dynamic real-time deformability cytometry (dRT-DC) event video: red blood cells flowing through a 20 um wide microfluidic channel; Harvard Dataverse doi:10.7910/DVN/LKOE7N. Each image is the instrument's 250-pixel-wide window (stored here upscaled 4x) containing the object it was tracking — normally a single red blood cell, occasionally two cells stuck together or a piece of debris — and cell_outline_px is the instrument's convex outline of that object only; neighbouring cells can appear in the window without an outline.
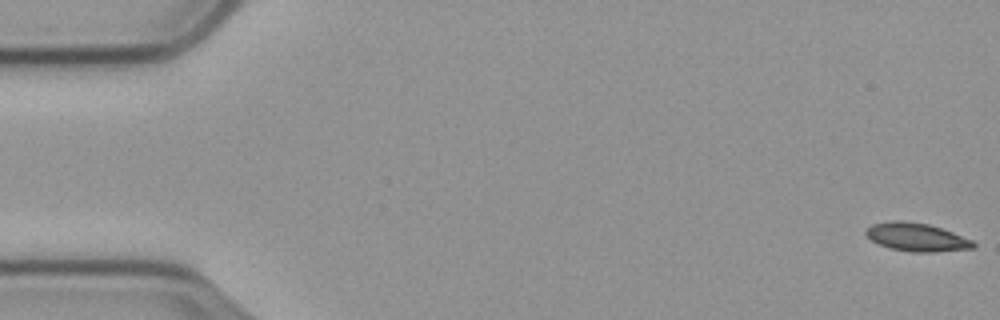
{"species": "common noctule bat (a hibernating species)", "species_latin": "Nyctalus noctula", "temperature_condition": "cold", "stored_images_in_passage": 59, "camera_frame_rate_fps": 3000, "um_per_image_px": 0.085, "animal": {"sex": "male", "body_mass_g": 23.1, "forearm_length_mm": 52.7}, "frame": {"image": 1, "passage_image": 1, "time_ms": 0.0, "image_size_px": [1000, 320], "cell_outline_px": [[976, 248], [936, 252], [912, 252], [888, 248], [872, 240], [864, 232], [872, 224], [892, 220], [900, 220], [928, 224], [952, 232], [972, 240], [976, 244]], "centroid_in_image_um": [77.93, 20.16], "position_along_channel_um": 7.1, "area_um2": 17.63}}
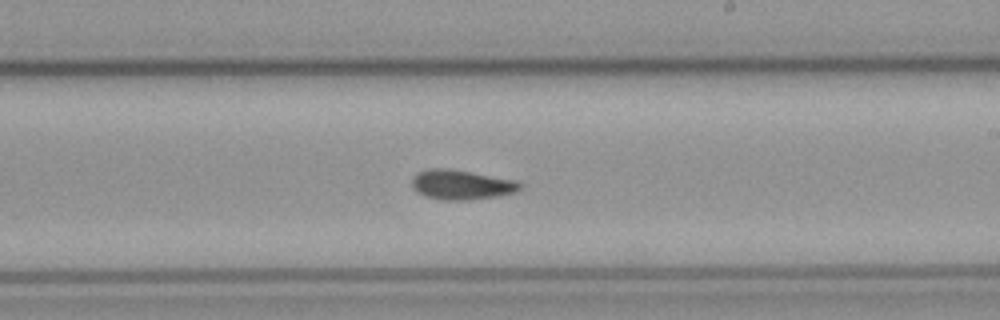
{"frame": {"image": 2, "passage_image": 34, "time_ms": 11.0, "image_size_px": [1000, 320], "cell_outline_px": [[524, 184], [516, 192], [500, 196], [468, 200], [440, 200], [424, 196], [416, 192], [412, 188], [412, 180], [420, 172], [432, 168], [440, 168], [468, 172], [516, 180]], "centroid_in_image_um": [39.24, 15.73], "position_along_channel_um": 249.8, "area_um2": 18.55}}
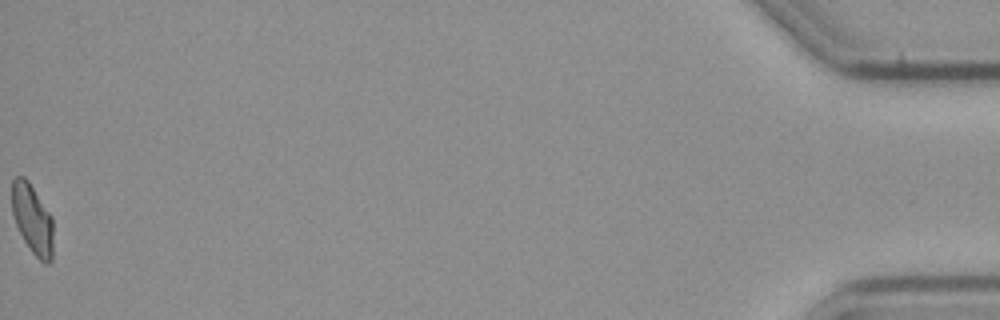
{"frame": {"image": 3, "passage_image": 59, "time_ms": 19.333, "image_size_px": [1000, 320], "cell_outline_px": [[52, 260], [48, 264], [44, 264], [32, 252], [24, 240], [16, 224], [12, 212], [12, 180], [16, 176], [24, 176], [28, 180], [52, 216]], "centroid_in_image_um": [2.75, 18.61], "position_along_channel_um": 432.4, "area_um2": 16.7}, "authors_computed_cell_mechanics": {"area_um2": 17.8602, "velocity_mm_per_s": 3.5107, "shape_relaxation_time_tau1_ms": 7.3005, "shape_relaxation_time_tau2_ms": 3.9808, "deformation_change_tau1": 0.1545, "deformation_change_tau2": 0.0818}}